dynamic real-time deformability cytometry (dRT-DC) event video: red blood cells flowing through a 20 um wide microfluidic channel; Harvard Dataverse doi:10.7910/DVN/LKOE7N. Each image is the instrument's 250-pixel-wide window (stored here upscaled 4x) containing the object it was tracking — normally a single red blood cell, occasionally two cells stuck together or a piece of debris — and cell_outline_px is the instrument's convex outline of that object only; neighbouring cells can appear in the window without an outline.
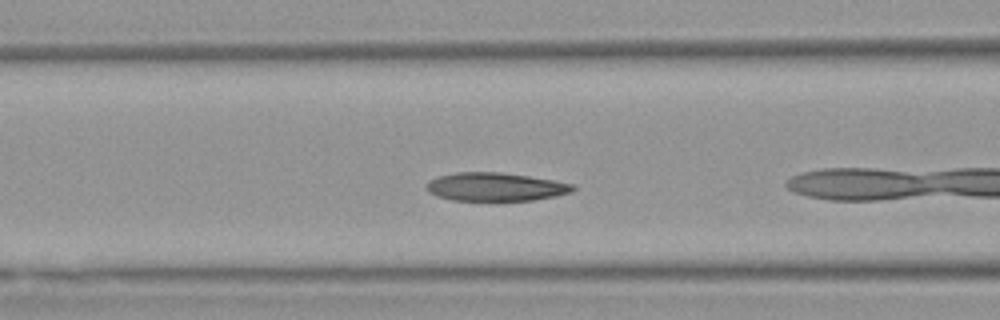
{"species": "Egyptian fruit bat (a non-hibernating species)", "species_latin": "Rousettus aegyptiacus", "temperature_condition": "warm", "stored_images_in_passage": 10, "camera_frame_rate_fps": 3000, "um_per_image_px": 0.085, "animal": {"sex": "female"}, "frame": {"image": 1, "passage_image": 6, "time_ms": 1.667, "image_size_px": [1000, 320], "cell_outline_px": [[576, 188], [572, 192], [556, 196], [532, 200], [492, 204], [452, 200], [436, 196], [428, 192], [424, 188], [428, 180], [436, 176], [456, 172], [500, 172], [528, 176], [576, 184]], "centroid_in_image_um": [42.07, 15.93], "position_along_channel_um": 124.5, "area_um2": 25.55}}
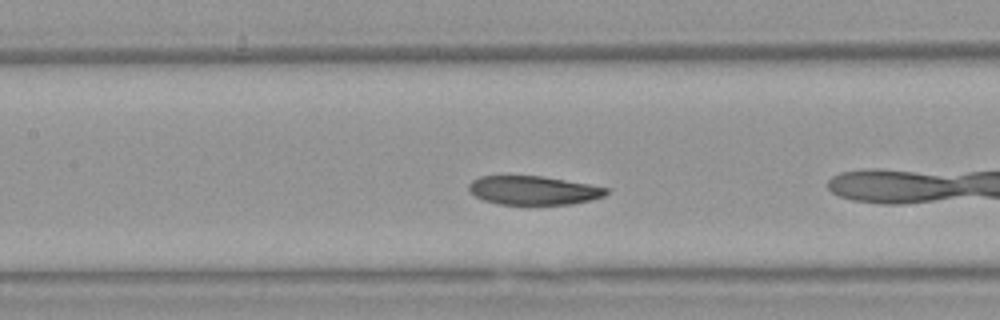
{"frame": {"image": 2, "passage_image": 9, "time_ms": 2.667, "image_size_px": [1000, 320], "cell_outline_px": [[608, 192], [604, 196], [592, 200], [572, 204], [496, 204], [484, 200], [476, 196], [468, 188], [468, 184], [472, 180], [480, 176], [540, 176], [588, 184], [608, 188]], "centroid_in_image_um": [45.34, 16.18], "position_along_channel_um": 162.1, "area_um2": 22.89}}